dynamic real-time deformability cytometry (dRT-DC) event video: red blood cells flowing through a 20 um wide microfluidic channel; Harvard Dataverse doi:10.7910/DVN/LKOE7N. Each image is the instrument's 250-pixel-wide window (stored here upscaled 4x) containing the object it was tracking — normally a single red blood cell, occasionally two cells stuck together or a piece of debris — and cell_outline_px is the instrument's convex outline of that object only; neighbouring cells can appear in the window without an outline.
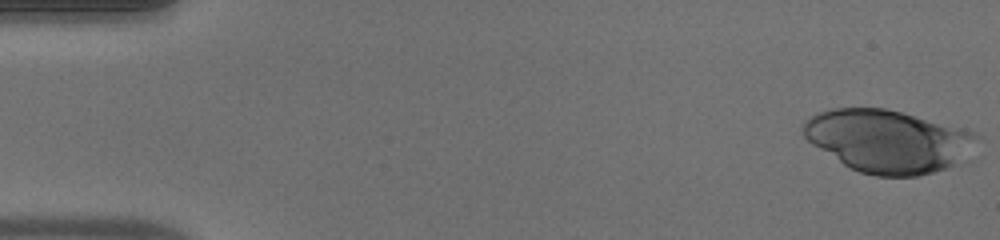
{"species": "human", "species_latin": "Homo sapiens", "temperature_condition": "warm", "stored_images_in_passage": 50, "camera_frame_rate_fps": 3000, "um_per_image_px": 0.085, "donor": {"sex": "male"}, "frame": {"image": 1, "passage_image": 1, "time_ms": 0.0, "image_size_px": [1000, 240], "cell_outline_px": [[980, 136], [956, 164], [932, 172], [916, 176], [876, 176], [860, 172], [844, 164], [812, 144], [804, 136], [804, 124], [816, 112], [832, 108], [884, 108], [900, 112], [960, 128], [972, 132]], "centroid_in_image_um": [75.42, 11.98], "position_along_channel_um": 9.6, "area_um2": 62.08}}
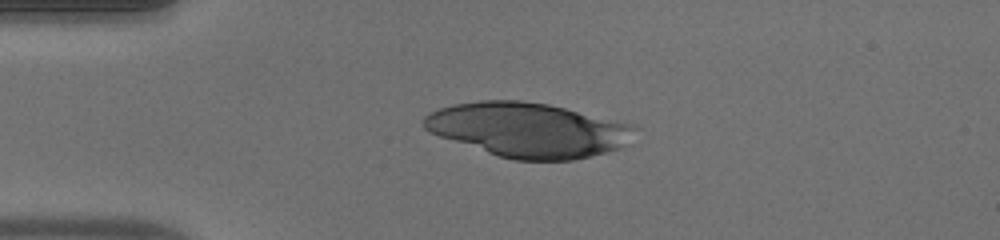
{"frame": {"image": 2, "passage_image": 12, "time_ms": 3.667, "image_size_px": [1000, 240], "cell_outline_px": [[640, 128], [620, 148], [572, 160], [516, 160], [500, 156], [428, 132], [424, 128], [424, 116], [440, 108], [452, 104], [480, 100], [520, 100], [548, 104], [636, 124]], "centroid_in_image_um": [44.93, 11.02], "position_along_channel_um": 40.1, "area_um2": 66.59}}